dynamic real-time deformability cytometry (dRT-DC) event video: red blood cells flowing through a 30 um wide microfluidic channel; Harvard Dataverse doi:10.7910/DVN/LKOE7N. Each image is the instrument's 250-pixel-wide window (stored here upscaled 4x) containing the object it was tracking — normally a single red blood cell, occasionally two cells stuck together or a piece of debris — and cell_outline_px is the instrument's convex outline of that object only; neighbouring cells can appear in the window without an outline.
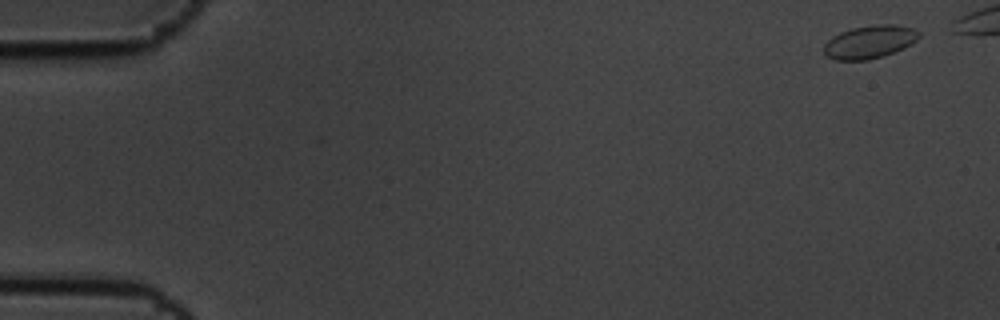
{"species": "common noctule bat (a hibernating species)", "species_latin": "Nyctalus noctula", "temperature_condition": "cold", "stored_images_in_passage": 11, "segment_of_instrument_passage": [1, 2], "camera_frame_rate_fps": 3000, "um_per_image_px": 0.085, "animal": {"sex": "male", "body_mass_g": 19.5, "forearm_length_mm": 54.6}, "frame": {"image": 1, "passage_image": 1, "time_ms": 0.0, "image_size_px": [1000, 320], "cell_outline_px": [[920, 36], [916, 40], [904, 48], [884, 56], [868, 60], [836, 60], [828, 56], [824, 52], [824, 44], [832, 36], [840, 32], [852, 28], [876, 24], [892, 24], [912, 28], [920, 32]], "centroid_in_image_um": [73.92, 3.56], "position_along_channel_um": 11.1, "area_um2": 18.26}}
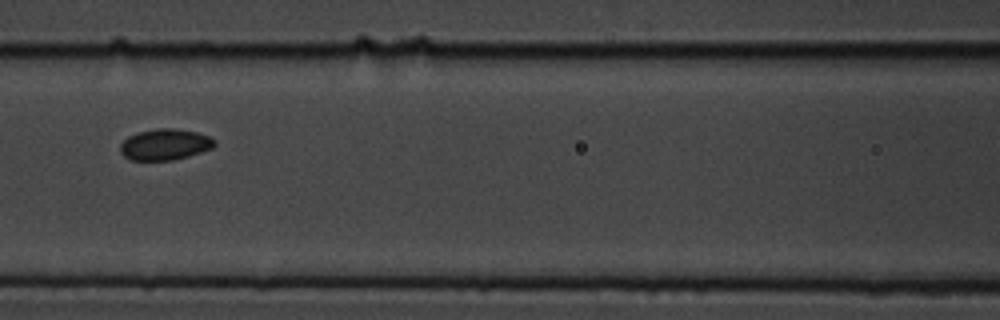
{"frame": {"image": 2, "passage_image": 8, "time_ms": 2.333, "image_size_px": [1000, 320], "cell_outline_px": [[216, 144], [212, 148], [188, 156], [172, 160], [128, 160], [120, 152], [120, 144], [128, 136], [140, 132], [156, 128], [176, 128], [196, 132], [208, 136], [216, 140]], "centroid_in_image_um": [14.01, 12.28], "position_along_channel_um": 152.6, "area_um2": 17.11}}
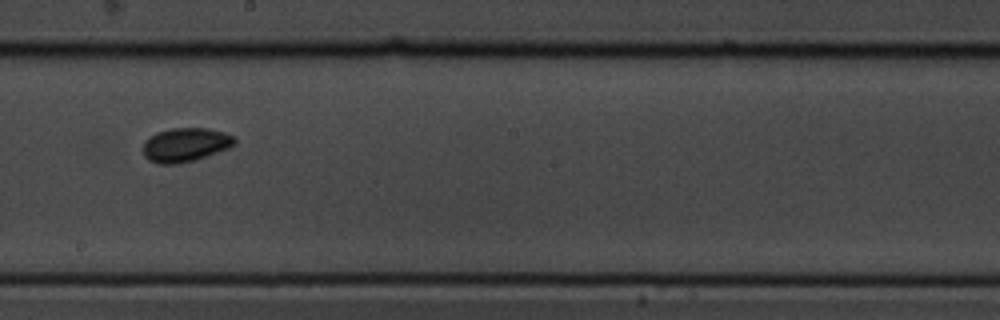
{"frame": {"image": 3, "passage_image": 10, "time_ms": 3.0, "image_size_px": [1000, 320], "cell_outline_px": [[236, 144], [228, 148], [196, 160], [176, 164], [156, 164], [148, 160], [144, 156], [144, 140], [156, 132], [172, 128], [208, 128], [224, 132], [236, 136]], "centroid_in_image_um": [15.77, 12.31], "position_along_channel_um": 232.4, "area_um2": 18.32}}